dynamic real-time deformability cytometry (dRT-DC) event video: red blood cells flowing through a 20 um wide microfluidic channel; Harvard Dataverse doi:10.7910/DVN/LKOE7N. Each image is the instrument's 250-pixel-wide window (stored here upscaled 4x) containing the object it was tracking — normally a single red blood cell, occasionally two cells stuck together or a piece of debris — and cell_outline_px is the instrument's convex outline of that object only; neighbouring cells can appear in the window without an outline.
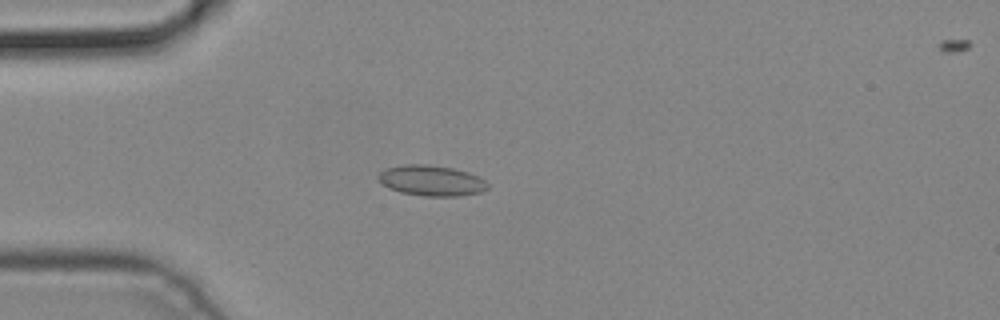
{"species": "common noctule bat (a hibernating species)", "species_latin": "Nyctalus noctula", "temperature_condition": "cold", "stored_images_in_passage": 3, "camera_frame_rate_fps": 3000, "um_per_image_px": 0.085, "animal": {"sex": "male", "body_mass_g": 19.2, "forearm_length_mm": 51.8}, "frame": {"image": 1, "passage_image": 2, "time_ms": 0.333, "image_size_px": [1000, 320], "cell_outline_px": [[488, 188], [480, 192], [460, 196], [424, 196], [400, 192], [388, 188], [376, 176], [384, 168], [404, 164], [428, 164], [452, 168], [468, 172], [480, 176], [488, 184]], "centroid_in_image_um": [36.66, 15.34], "position_along_channel_um": 48.3, "area_um2": 19.59}}